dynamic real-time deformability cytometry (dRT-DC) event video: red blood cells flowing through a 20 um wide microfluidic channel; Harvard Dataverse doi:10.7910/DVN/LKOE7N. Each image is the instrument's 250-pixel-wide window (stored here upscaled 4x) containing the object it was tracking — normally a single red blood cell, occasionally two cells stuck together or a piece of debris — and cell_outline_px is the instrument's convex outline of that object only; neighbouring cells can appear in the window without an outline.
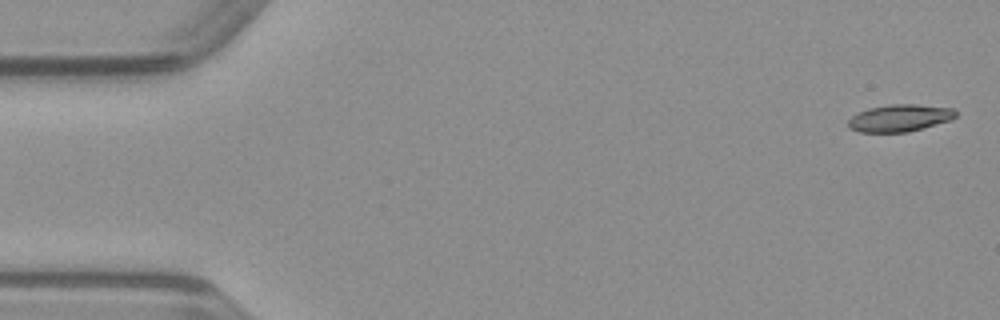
{"species": "common noctule bat (a hibernating species)", "species_latin": "Nyctalus noctula", "temperature_condition": "warm", "stored_images_in_passage": 45, "camera_frame_rate_fps": 3000, "um_per_image_px": 0.085, "animal": {"sex": "male", "body_mass_g": 23.1, "forearm_length_mm": 52.7}, "frame": {"image": 1, "passage_image": 2, "time_ms": 0.333, "image_size_px": [1000, 320], "cell_outline_px": [[956, 116], [952, 120], [908, 132], [860, 132], [848, 128], [848, 120], [852, 116], [868, 108], [888, 104], [916, 104], [956, 108]], "centroid_in_image_um": [76.5, 10.02], "position_along_channel_um": 8.5, "area_um2": 17.17}}
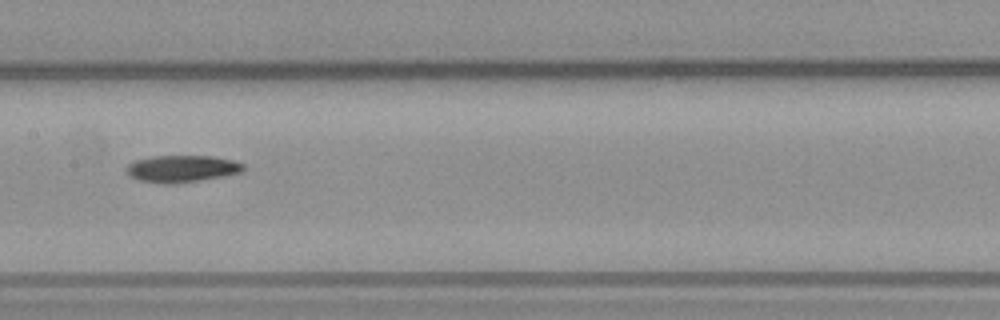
{"frame": {"image": 2, "passage_image": 25, "time_ms": 8.0, "image_size_px": [1000, 320], "cell_outline_px": [[244, 168], [240, 172], [224, 176], [200, 180], [172, 184], [164, 184], [140, 180], [132, 176], [124, 168], [128, 164], [136, 160], [152, 156], [212, 156], [232, 160], [244, 164]], "centroid_in_image_um": [15.45, 14.34], "position_along_channel_um": 191.9, "area_um2": 18.21}}
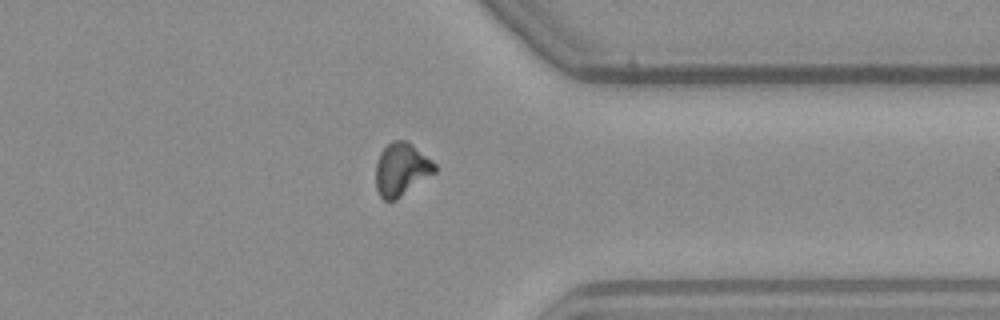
{"frame": {"image": 3, "passage_image": 39, "time_ms": 12.667, "image_size_px": [1000, 320], "cell_outline_px": [[436, 172], [396, 200], [384, 200], [380, 196], [376, 188], [376, 160], [380, 152], [392, 140], [404, 140], [412, 144], [432, 160], [436, 164]], "centroid_in_image_um": [34.11, 14.39], "position_along_channel_um": 377.3, "area_um2": 18.21}}